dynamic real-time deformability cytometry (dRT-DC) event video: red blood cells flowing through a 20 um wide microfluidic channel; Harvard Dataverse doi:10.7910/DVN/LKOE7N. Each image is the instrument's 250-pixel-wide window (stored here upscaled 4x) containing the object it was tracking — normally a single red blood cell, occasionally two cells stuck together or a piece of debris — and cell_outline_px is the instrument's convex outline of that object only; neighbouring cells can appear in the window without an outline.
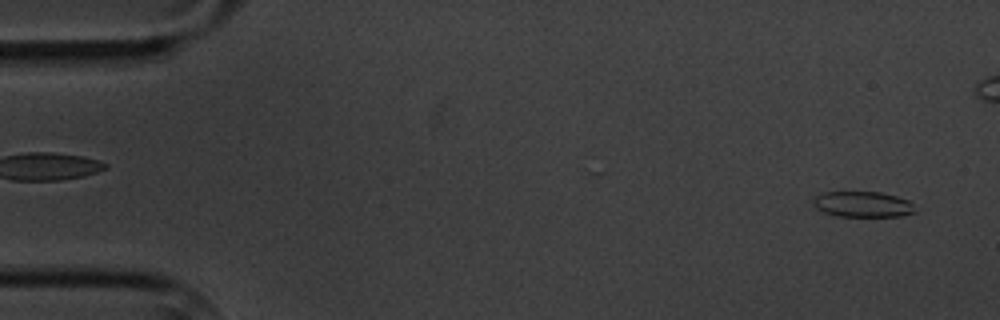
{"species": "common noctule bat (a hibernating species)", "species_latin": "Nyctalus noctula", "temperature_condition": "cold", "stored_images_in_passage": 3, "camera_frame_rate_fps": 3000, "um_per_image_px": 0.085, "animal": {"sex": "male", "body_mass_g": 20.1, "forearm_length_mm": 53.5}, "frame": {"image": 1, "passage_image": 3, "time_ms": 3.333, "image_size_px": [1000, 320], "cell_outline_px": [[916, 212], [900, 216], [836, 216], [824, 212], [816, 208], [812, 204], [812, 200], [816, 196], [824, 192], [880, 192], [896, 196], [908, 200], [912, 204]], "centroid_in_image_um": [73.31, 17.36], "position_along_channel_um": 11.7, "area_um2": 15.2}}